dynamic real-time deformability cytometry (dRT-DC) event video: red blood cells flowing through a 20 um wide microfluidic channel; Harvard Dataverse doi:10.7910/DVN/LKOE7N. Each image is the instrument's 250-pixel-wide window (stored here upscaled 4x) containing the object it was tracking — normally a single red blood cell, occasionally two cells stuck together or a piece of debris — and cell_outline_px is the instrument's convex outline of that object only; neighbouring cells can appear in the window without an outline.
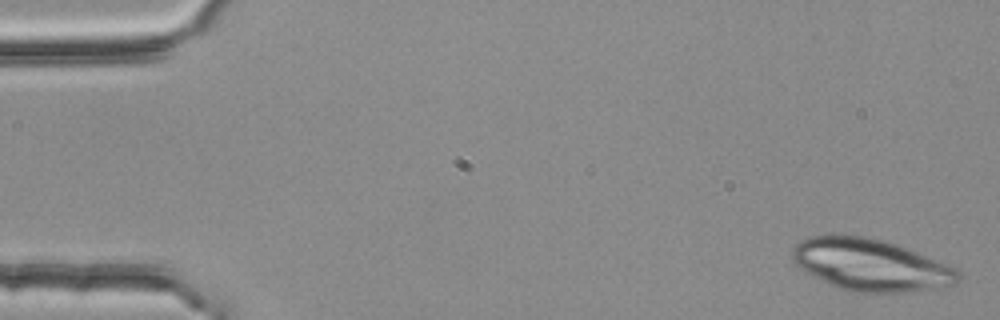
{"species": "common noctule bat (a hibernating species)", "species_latin": "Nyctalus noctula", "temperature_condition": "room temperature", "stored_images_in_passage": 4, "camera_frame_rate_fps": 3000, "um_per_image_px": 0.085, "animal": {"sex": "female", "body_mass_g": 25.1}, "frame": {"image": 1, "passage_image": 1, "time_ms": 0.0, "image_size_px": [1000, 320], "cell_outline_px": [[960, 280], [952, 284], [912, 292], [848, 292], [804, 272], [792, 260], [792, 252], [796, 244], [800, 240], [808, 236], [864, 236], [884, 240], [908, 248], [956, 268], [960, 272]], "centroid_in_image_um": [73.99, 22.52], "position_along_channel_um": 11.0, "area_um2": 49.88}}